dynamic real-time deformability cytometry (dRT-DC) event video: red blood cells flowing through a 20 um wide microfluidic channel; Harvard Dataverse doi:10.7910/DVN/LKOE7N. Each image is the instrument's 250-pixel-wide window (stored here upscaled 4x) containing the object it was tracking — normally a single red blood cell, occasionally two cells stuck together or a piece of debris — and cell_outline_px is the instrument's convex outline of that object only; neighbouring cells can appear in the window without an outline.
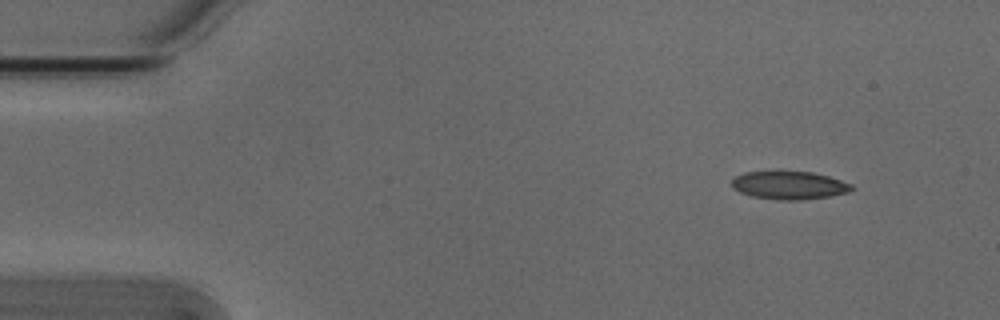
{"species": "Egyptian fruit bat (a non-hibernating species)", "species_latin": "Rousettus aegyptiacus", "temperature_condition": "cold", "stored_images_in_passage": 34, "camera_frame_rate_fps": 3000, "um_per_image_px": 0.085, "animal": {"sex": "male"}, "frame": {"image": 1, "passage_image": 1, "time_ms": 0.0, "image_size_px": [1000, 320], "cell_outline_px": [[852, 188], [848, 192], [828, 196], [800, 200], [776, 200], [752, 196], [740, 192], [732, 188], [732, 180], [736, 176], [744, 172], [812, 172], [828, 176], [852, 184]], "centroid_in_image_um": [67.05, 15.75], "position_along_channel_um": 17.9, "area_um2": 19.36}}
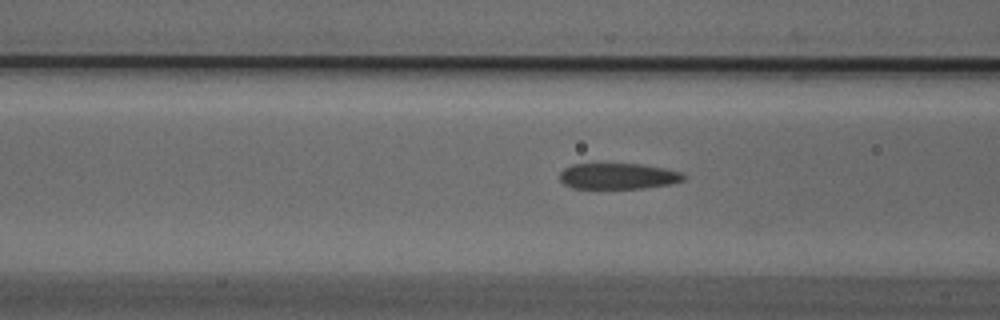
{"frame": {"image": 2, "passage_image": 16, "time_ms": 5.0, "image_size_px": [1000, 320], "cell_outline_px": [[684, 180], [672, 184], [644, 188], [572, 188], [564, 184], [560, 180], [560, 172], [564, 168], [572, 164], [640, 164], [664, 168], [680, 172], [684, 176]], "centroid_in_image_um": [52.52, 14.97], "position_along_channel_um": 114.1, "area_um2": 18.67}}
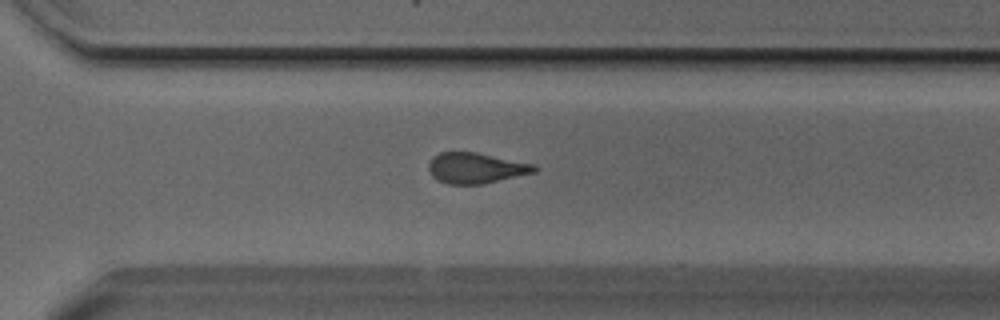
{"frame": {"image": 3, "passage_image": 33, "time_ms": 10.667, "image_size_px": [1000, 320], "cell_outline_px": [[540, 168], [536, 172], [484, 184], [448, 184], [432, 176], [428, 168], [428, 164], [432, 156], [440, 152], [476, 152], [536, 164]], "centroid_in_image_um": [40.49, 14.28], "position_along_channel_um": 330.1, "area_um2": 19.07}}